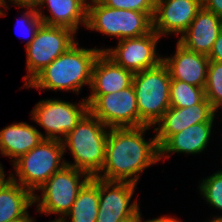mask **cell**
<instances>
[{"label":"cell","instance_id":"obj_27","mask_svg":"<svg viewBox=\"0 0 222 222\" xmlns=\"http://www.w3.org/2000/svg\"><path fill=\"white\" fill-rule=\"evenodd\" d=\"M23 14V17L21 16L22 20H18V25L21 26L22 29L24 28L23 30L27 29L26 31H24V34H28V37H30V39H28V42H26L25 44L27 45L34 39L38 28L42 24V20L40 19L35 8H27V11Z\"/></svg>","mask_w":222,"mask_h":222},{"label":"cell","instance_id":"obj_17","mask_svg":"<svg viewBox=\"0 0 222 222\" xmlns=\"http://www.w3.org/2000/svg\"><path fill=\"white\" fill-rule=\"evenodd\" d=\"M134 73L117 65L104 52L96 58L92 68L90 95L119 92L132 84Z\"/></svg>","mask_w":222,"mask_h":222},{"label":"cell","instance_id":"obj_4","mask_svg":"<svg viewBox=\"0 0 222 222\" xmlns=\"http://www.w3.org/2000/svg\"><path fill=\"white\" fill-rule=\"evenodd\" d=\"M170 84V73L163 62L134 73L132 85L139 111V127H155V123L170 108Z\"/></svg>","mask_w":222,"mask_h":222},{"label":"cell","instance_id":"obj_36","mask_svg":"<svg viewBox=\"0 0 222 222\" xmlns=\"http://www.w3.org/2000/svg\"><path fill=\"white\" fill-rule=\"evenodd\" d=\"M137 218H131V219H128V220H124L122 222H134Z\"/></svg>","mask_w":222,"mask_h":222},{"label":"cell","instance_id":"obj_10","mask_svg":"<svg viewBox=\"0 0 222 222\" xmlns=\"http://www.w3.org/2000/svg\"><path fill=\"white\" fill-rule=\"evenodd\" d=\"M89 112L109 129L139 127V111L131 84L119 92L86 97Z\"/></svg>","mask_w":222,"mask_h":222},{"label":"cell","instance_id":"obj_2","mask_svg":"<svg viewBox=\"0 0 222 222\" xmlns=\"http://www.w3.org/2000/svg\"><path fill=\"white\" fill-rule=\"evenodd\" d=\"M101 52L103 49L80 48L76 42L40 71L25 87L73 91L79 94L85 84L91 87L92 68Z\"/></svg>","mask_w":222,"mask_h":222},{"label":"cell","instance_id":"obj_19","mask_svg":"<svg viewBox=\"0 0 222 222\" xmlns=\"http://www.w3.org/2000/svg\"><path fill=\"white\" fill-rule=\"evenodd\" d=\"M48 8L51 16L42 14L43 5ZM39 8V9H38ZM36 9L43 24L66 27L74 32L82 24L86 26L87 1L85 0H41Z\"/></svg>","mask_w":222,"mask_h":222},{"label":"cell","instance_id":"obj_24","mask_svg":"<svg viewBox=\"0 0 222 222\" xmlns=\"http://www.w3.org/2000/svg\"><path fill=\"white\" fill-rule=\"evenodd\" d=\"M205 97L218 111L222 108V63L209 60Z\"/></svg>","mask_w":222,"mask_h":222},{"label":"cell","instance_id":"obj_35","mask_svg":"<svg viewBox=\"0 0 222 222\" xmlns=\"http://www.w3.org/2000/svg\"><path fill=\"white\" fill-rule=\"evenodd\" d=\"M134 222H142V217H141V215H140ZM143 222H153V219H151V220H146V221H143Z\"/></svg>","mask_w":222,"mask_h":222},{"label":"cell","instance_id":"obj_7","mask_svg":"<svg viewBox=\"0 0 222 222\" xmlns=\"http://www.w3.org/2000/svg\"><path fill=\"white\" fill-rule=\"evenodd\" d=\"M91 178L84 171L65 165L38 189L41 196L34 194L37 211L46 215L60 214L57 220H62L70 211L79 191Z\"/></svg>","mask_w":222,"mask_h":222},{"label":"cell","instance_id":"obj_28","mask_svg":"<svg viewBox=\"0 0 222 222\" xmlns=\"http://www.w3.org/2000/svg\"><path fill=\"white\" fill-rule=\"evenodd\" d=\"M209 60L222 63V30L220 31L218 38L216 39L213 47L208 55Z\"/></svg>","mask_w":222,"mask_h":222},{"label":"cell","instance_id":"obj_13","mask_svg":"<svg viewBox=\"0 0 222 222\" xmlns=\"http://www.w3.org/2000/svg\"><path fill=\"white\" fill-rule=\"evenodd\" d=\"M202 6V0H156L153 30L161 38L170 33L181 36Z\"/></svg>","mask_w":222,"mask_h":222},{"label":"cell","instance_id":"obj_15","mask_svg":"<svg viewBox=\"0 0 222 222\" xmlns=\"http://www.w3.org/2000/svg\"><path fill=\"white\" fill-rule=\"evenodd\" d=\"M170 78L205 88L209 67L207 55L185 48L177 41L176 53L172 57H163Z\"/></svg>","mask_w":222,"mask_h":222},{"label":"cell","instance_id":"obj_16","mask_svg":"<svg viewBox=\"0 0 222 222\" xmlns=\"http://www.w3.org/2000/svg\"><path fill=\"white\" fill-rule=\"evenodd\" d=\"M221 30L222 18L202 6L178 42L191 51L208 56Z\"/></svg>","mask_w":222,"mask_h":222},{"label":"cell","instance_id":"obj_38","mask_svg":"<svg viewBox=\"0 0 222 222\" xmlns=\"http://www.w3.org/2000/svg\"><path fill=\"white\" fill-rule=\"evenodd\" d=\"M50 222H63V221H62V220H57V219H55V220L50 221Z\"/></svg>","mask_w":222,"mask_h":222},{"label":"cell","instance_id":"obj_22","mask_svg":"<svg viewBox=\"0 0 222 222\" xmlns=\"http://www.w3.org/2000/svg\"><path fill=\"white\" fill-rule=\"evenodd\" d=\"M99 210V178L92 177L79 191L70 211L62 219L70 222H96Z\"/></svg>","mask_w":222,"mask_h":222},{"label":"cell","instance_id":"obj_6","mask_svg":"<svg viewBox=\"0 0 222 222\" xmlns=\"http://www.w3.org/2000/svg\"><path fill=\"white\" fill-rule=\"evenodd\" d=\"M63 143L60 140L44 139L28 153L13 163L15 175L9 177L35 194L55 172L66 165Z\"/></svg>","mask_w":222,"mask_h":222},{"label":"cell","instance_id":"obj_20","mask_svg":"<svg viewBox=\"0 0 222 222\" xmlns=\"http://www.w3.org/2000/svg\"><path fill=\"white\" fill-rule=\"evenodd\" d=\"M44 140V134L26 122L13 123L0 131L2 156L12 157V164Z\"/></svg>","mask_w":222,"mask_h":222},{"label":"cell","instance_id":"obj_1","mask_svg":"<svg viewBox=\"0 0 222 222\" xmlns=\"http://www.w3.org/2000/svg\"><path fill=\"white\" fill-rule=\"evenodd\" d=\"M150 127L109 129L105 161L96 177L137 184L142 171L160 161L156 137L150 140L143 137Z\"/></svg>","mask_w":222,"mask_h":222},{"label":"cell","instance_id":"obj_25","mask_svg":"<svg viewBox=\"0 0 222 222\" xmlns=\"http://www.w3.org/2000/svg\"><path fill=\"white\" fill-rule=\"evenodd\" d=\"M199 190L210 206L222 211V170L203 179L200 182Z\"/></svg>","mask_w":222,"mask_h":222},{"label":"cell","instance_id":"obj_3","mask_svg":"<svg viewBox=\"0 0 222 222\" xmlns=\"http://www.w3.org/2000/svg\"><path fill=\"white\" fill-rule=\"evenodd\" d=\"M109 129L88 112L62 140L64 152L70 150L74 162L66 165L84 171L91 177L101 173L106 155Z\"/></svg>","mask_w":222,"mask_h":222},{"label":"cell","instance_id":"obj_5","mask_svg":"<svg viewBox=\"0 0 222 222\" xmlns=\"http://www.w3.org/2000/svg\"><path fill=\"white\" fill-rule=\"evenodd\" d=\"M85 27L122 40L150 33L153 19L145 12L110 8L95 0L87 2Z\"/></svg>","mask_w":222,"mask_h":222},{"label":"cell","instance_id":"obj_23","mask_svg":"<svg viewBox=\"0 0 222 222\" xmlns=\"http://www.w3.org/2000/svg\"><path fill=\"white\" fill-rule=\"evenodd\" d=\"M205 98V90L201 87L171 79L170 107L185 108L200 103Z\"/></svg>","mask_w":222,"mask_h":222},{"label":"cell","instance_id":"obj_14","mask_svg":"<svg viewBox=\"0 0 222 222\" xmlns=\"http://www.w3.org/2000/svg\"><path fill=\"white\" fill-rule=\"evenodd\" d=\"M217 111L206 97L195 105L177 108L170 107L155 123L154 128L157 144L160 147L171 135L183 129L203 122H214Z\"/></svg>","mask_w":222,"mask_h":222},{"label":"cell","instance_id":"obj_26","mask_svg":"<svg viewBox=\"0 0 222 222\" xmlns=\"http://www.w3.org/2000/svg\"><path fill=\"white\" fill-rule=\"evenodd\" d=\"M103 5L125 10H135L148 13L152 18L155 12L156 0H99Z\"/></svg>","mask_w":222,"mask_h":222},{"label":"cell","instance_id":"obj_12","mask_svg":"<svg viewBox=\"0 0 222 222\" xmlns=\"http://www.w3.org/2000/svg\"><path fill=\"white\" fill-rule=\"evenodd\" d=\"M137 184L99 179V210L96 222H122L141 215L131 199Z\"/></svg>","mask_w":222,"mask_h":222},{"label":"cell","instance_id":"obj_30","mask_svg":"<svg viewBox=\"0 0 222 222\" xmlns=\"http://www.w3.org/2000/svg\"><path fill=\"white\" fill-rule=\"evenodd\" d=\"M10 1L21 8H35V9H37L41 0H9V2ZM7 5L8 4H6V0H2V7L6 8L8 10L9 8L7 7Z\"/></svg>","mask_w":222,"mask_h":222},{"label":"cell","instance_id":"obj_33","mask_svg":"<svg viewBox=\"0 0 222 222\" xmlns=\"http://www.w3.org/2000/svg\"><path fill=\"white\" fill-rule=\"evenodd\" d=\"M0 153H1V150H0ZM5 176H6V175H5V172H4V168H3V166L0 164V181L6 179Z\"/></svg>","mask_w":222,"mask_h":222},{"label":"cell","instance_id":"obj_34","mask_svg":"<svg viewBox=\"0 0 222 222\" xmlns=\"http://www.w3.org/2000/svg\"><path fill=\"white\" fill-rule=\"evenodd\" d=\"M207 222H222V216H219V215H218V217L215 216L212 218V220H209Z\"/></svg>","mask_w":222,"mask_h":222},{"label":"cell","instance_id":"obj_31","mask_svg":"<svg viewBox=\"0 0 222 222\" xmlns=\"http://www.w3.org/2000/svg\"><path fill=\"white\" fill-rule=\"evenodd\" d=\"M153 222H181V221L175 217H171V216H164L163 217L162 216V217L153 219Z\"/></svg>","mask_w":222,"mask_h":222},{"label":"cell","instance_id":"obj_37","mask_svg":"<svg viewBox=\"0 0 222 222\" xmlns=\"http://www.w3.org/2000/svg\"><path fill=\"white\" fill-rule=\"evenodd\" d=\"M6 13L4 14V11L0 9V16H5Z\"/></svg>","mask_w":222,"mask_h":222},{"label":"cell","instance_id":"obj_9","mask_svg":"<svg viewBox=\"0 0 222 222\" xmlns=\"http://www.w3.org/2000/svg\"><path fill=\"white\" fill-rule=\"evenodd\" d=\"M89 112L86 99L70 103L58 99L40 100L31 111L33 121L46 131L44 139L62 141Z\"/></svg>","mask_w":222,"mask_h":222},{"label":"cell","instance_id":"obj_8","mask_svg":"<svg viewBox=\"0 0 222 222\" xmlns=\"http://www.w3.org/2000/svg\"><path fill=\"white\" fill-rule=\"evenodd\" d=\"M73 30L66 27L41 24L34 39L26 45V69L24 76L26 86L40 71L54 59L66 52L75 42Z\"/></svg>","mask_w":222,"mask_h":222},{"label":"cell","instance_id":"obj_21","mask_svg":"<svg viewBox=\"0 0 222 222\" xmlns=\"http://www.w3.org/2000/svg\"><path fill=\"white\" fill-rule=\"evenodd\" d=\"M34 194L10 177L0 181V222H11L28 214Z\"/></svg>","mask_w":222,"mask_h":222},{"label":"cell","instance_id":"obj_32","mask_svg":"<svg viewBox=\"0 0 222 222\" xmlns=\"http://www.w3.org/2000/svg\"><path fill=\"white\" fill-rule=\"evenodd\" d=\"M11 222H36L32 217H30L29 213L22 218L13 220Z\"/></svg>","mask_w":222,"mask_h":222},{"label":"cell","instance_id":"obj_29","mask_svg":"<svg viewBox=\"0 0 222 222\" xmlns=\"http://www.w3.org/2000/svg\"><path fill=\"white\" fill-rule=\"evenodd\" d=\"M203 7L222 18V0H202Z\"/></svg>","mask_w":222,"mask_h":222},{"label":"cell","instance_id":"obj_11","mask_svg":"<svg viewBox=\"0 0 222 222\" xmlns=\"http://www.w3.org/2000/svg\"><path fill=\"white\" fill-rule=\"evenodd\" d=\"M160 36L152 30L150 33L118 41L115 48L103 49V52L117 65L133 73L159 65L163 58L156 53Z\"/></svg>","mask_w":222,"mask_h":222},{"label":"cell","instance_id":"obj_18","mask_svg":"<svg viewBox=\"0 0 222 222\" xmlns=\"http://www.w3.org/2000/svg\"><path fill=\"white\" fill-rule=\"evenodd\" d=\"M213 124V122L197 123L171 135L159 147V160L169 158V154L173 153L203 152L208 146Z\"/></svg>","mask_w":222,"mask_h":222}]
</instances>
